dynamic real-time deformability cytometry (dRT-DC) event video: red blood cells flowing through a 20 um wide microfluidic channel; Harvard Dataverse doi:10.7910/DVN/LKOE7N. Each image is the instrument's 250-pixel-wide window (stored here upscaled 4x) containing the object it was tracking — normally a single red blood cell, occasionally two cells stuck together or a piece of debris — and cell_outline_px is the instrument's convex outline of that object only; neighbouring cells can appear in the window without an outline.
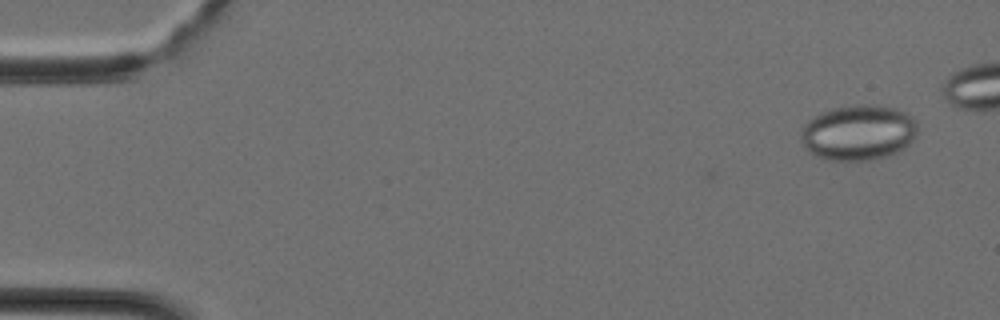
{"species": "Egyptian fruit bat (a non-hibernating species)", "species_latin": "Rousettus aegyptiacus", "temperature_condition": "cold", "stored_images_in_passage": 9, "camera_frame_rate_fps": 3000, "um_per_image_px": 0.085, "animal": {"sex": "female"}, "frame": {"image": 1, "passage_image": 1, "time_ms": 0.0, "image_size_px": [1000, 320], "cell_outline_px": [[916, 136], [904, 148], [888, 156], [868, 160], [832, 160], [816, 156], [808, 152], [804, 148], [800, 136], [800, 132], [804, 124], [812, 116], [828, 108], [852, 104], [872, 104], [896, 108], [912, 116], [916, 120]], "centroid_in_image_um": [72.92, 11.24], "position_along_channel_um": 12.1, "area_um2": 38.21}}